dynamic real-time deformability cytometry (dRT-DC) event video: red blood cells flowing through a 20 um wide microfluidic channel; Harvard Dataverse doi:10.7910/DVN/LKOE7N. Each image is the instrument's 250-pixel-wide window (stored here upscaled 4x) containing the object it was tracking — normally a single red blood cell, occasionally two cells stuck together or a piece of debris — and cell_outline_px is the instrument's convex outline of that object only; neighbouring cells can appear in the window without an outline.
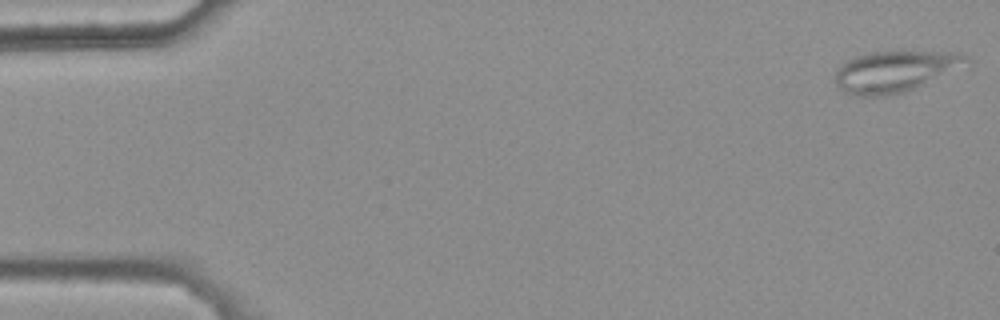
{"species": "common noctule bat (a hibernating species)", "species_latin": "Nyctalus noctula", "temperature_condition": "warm", "stored_images_in_passage": 48, "camera_frame_rate_fps": 3000, "um_per_image_px": 0.085, "animal": {"sex": "female", "body_mass_g": 25.1}, "frame": {"image": 1, "passage_image": 1, "time_ms": 0.0, "image_size_px": [1000, 320], "cell_outline_px": [[972, 68], [904, 92], [880, 96], [856, 96], [844, 92], [836, 84], [836, 72], [840, 64], [856, 56], [872, 52], [956, 52], [972, 60]], "centroid_in_image_um": [76.24, 6.08], "position_along_channel_um": 8.8, "area_um2": 32.31}}
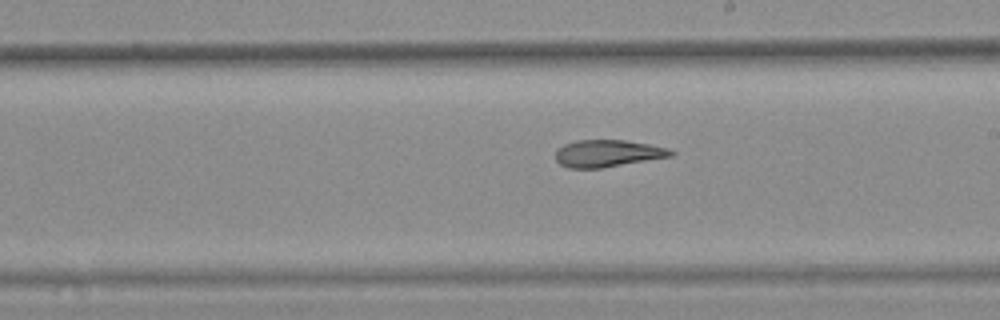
{"frame": {"image": 2, "passage_image": 30, "time_ms": 9.667, "image_size_px": [1000, 320], "cell_outline_px": [[676, 152], [672, 156], [604, 168], [568, 168], [560, 164], [556, 160], [556, 148], [564, 144], [576, 140], [624, 140], [648, 144], [668, 148]], "centroid_in_image_um": [51.64, 13.04], "position_along_channel_um": 237.4, "area_um2": 18.32}}
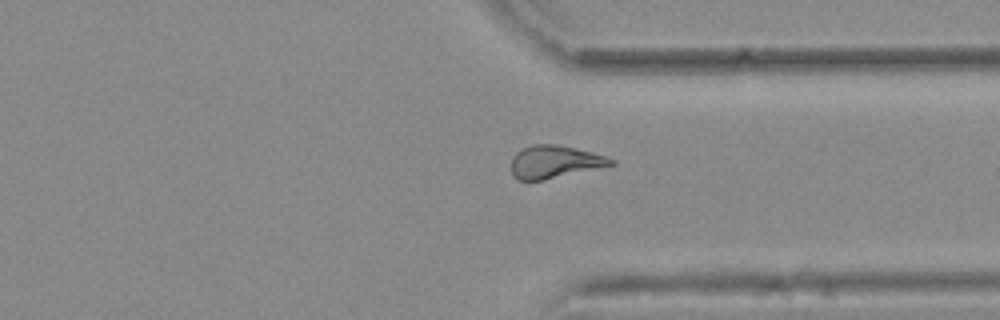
{"frame": {"image": 3, "passage_image": 40, "time_ms": 13.0, "image_size_px": [1000, 320], "cell_outline_px": [[616, 164], [544, 180], [516, 180], [512, 176], [512, 156], [520, 148], [532, 144], [556, 144], [592, 152], [616, 160]], "centroid_in_image_um": [47.11, 13.75], "position_along_channel_um": 364.3, "area_um2": 19.07}, "authors_computed_cell_mechanics": {"area_um2": 19.4786, "velocity_mm_per_s": 3.8024, "shape_relaxation_time_tau1_ms": null, "shape_relaxation_time_tau2_ms": 4.4263, "deformation_change_tau1": null, "deformation_change_tau2": 0.1477}}